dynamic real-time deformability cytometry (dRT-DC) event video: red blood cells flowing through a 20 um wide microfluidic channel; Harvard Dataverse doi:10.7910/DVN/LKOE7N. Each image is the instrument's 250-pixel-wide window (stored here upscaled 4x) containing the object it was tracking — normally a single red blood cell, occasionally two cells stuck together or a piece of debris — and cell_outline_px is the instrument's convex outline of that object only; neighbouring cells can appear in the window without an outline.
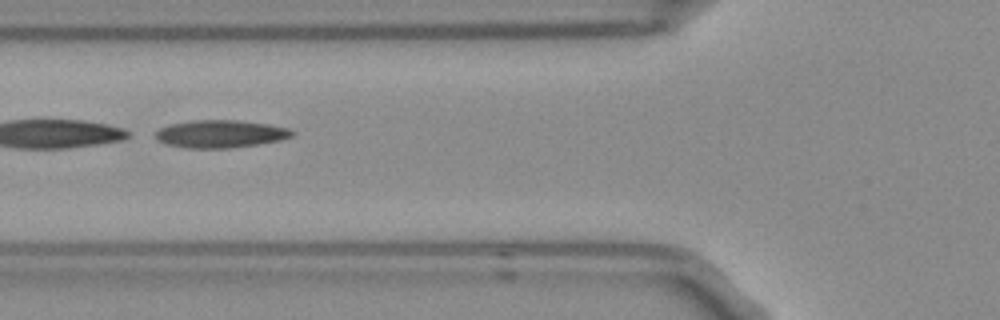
{"species": "Egyptian fruit bat (a non-hibernating species)", "species_latin": "Rousettus aegyptiacus", "temperature_condition": "room temperature", "stored_images_in_passage": 8, "camera_frame_rate_fps": 3000, "um_per_image_px": 0.085, "frame": {"image": 1, "passage_image": 3, "time_ms": 0.667, "image_size_px": [1000, 320], "cell_outline_px": [[296, 132], [292, 136], [280, 140], [256, 144], [228, 148], [184, 148], [168, 144], [160, 140], [156, 136], [156, 132], [160, 128], [168, 124], [192, 120], [240, 120], [268, 124], [288, 128]], "centroid_in_image_um": [18.75, 11.37], "position_along_channel_um": 107.1, "area_um2": 21.91}}
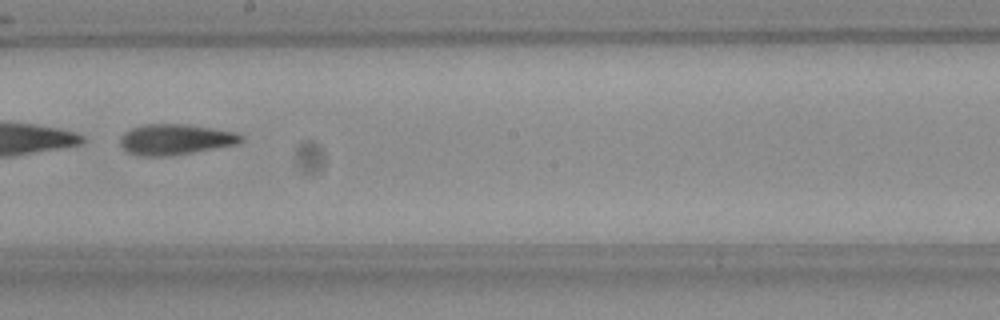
{"frame": {"image": 2, "passage_image": 6, "time_ms": 1.667, "image_size_px": [1000, 320], "cell_outline_px": [[244, 140], [236, 144], [172, 156], [140, 156], [128, 152], [120, 144], [120, 136], [124, 132], [132, 128], [144, 124], [188, 124], [236, 132], [244, 136]], "centroid_in_image_um": [14.9, 11.85], "position_along_channel_um": 233.3, "area_um2": 21.68}}